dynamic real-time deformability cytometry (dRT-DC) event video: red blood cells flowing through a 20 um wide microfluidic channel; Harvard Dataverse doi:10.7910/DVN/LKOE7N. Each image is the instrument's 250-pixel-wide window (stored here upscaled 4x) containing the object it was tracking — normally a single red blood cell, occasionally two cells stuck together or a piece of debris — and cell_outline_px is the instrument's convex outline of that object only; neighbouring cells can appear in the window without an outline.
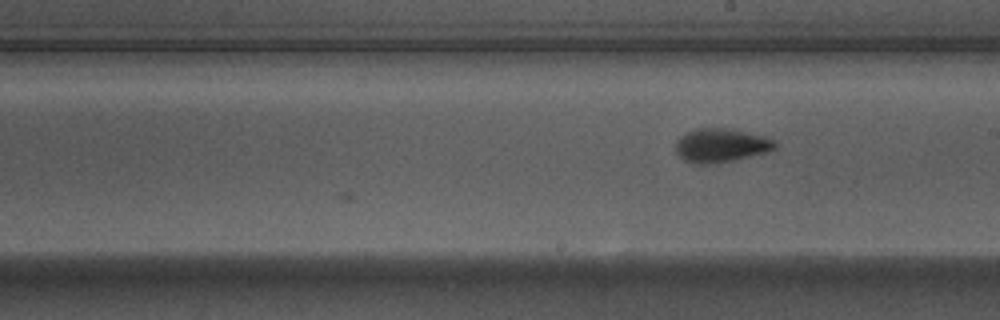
{"species": "Egyptian fruit bat (a non-hibernating species)", "species_latin": "Rousettus aegyptiacus", "temperature_condition": "warm", "stored_images_in_passage": 17, "camera_frame_rate_fps": 3000, "um_per_image_px": 0.085, "animal": {"sex": "male"}, "frame": {"image": 1, "passage_image": 17, "time_ms": 5.333, "image_size_px": [1000, 320], "cell_outline_px": [[776, 148], [768, 152], [732, 160], [708, 164], [696, 164], [684, 160], [676, 152], [676, 140], [680, 136], [696, 128], [732, 128], [764, 136], [772, 140], [776, 144]], "centroid_in_image_um": [61.27, 12.34], "position_along_channel_um": 227.7, "area_um2": 19.48}}